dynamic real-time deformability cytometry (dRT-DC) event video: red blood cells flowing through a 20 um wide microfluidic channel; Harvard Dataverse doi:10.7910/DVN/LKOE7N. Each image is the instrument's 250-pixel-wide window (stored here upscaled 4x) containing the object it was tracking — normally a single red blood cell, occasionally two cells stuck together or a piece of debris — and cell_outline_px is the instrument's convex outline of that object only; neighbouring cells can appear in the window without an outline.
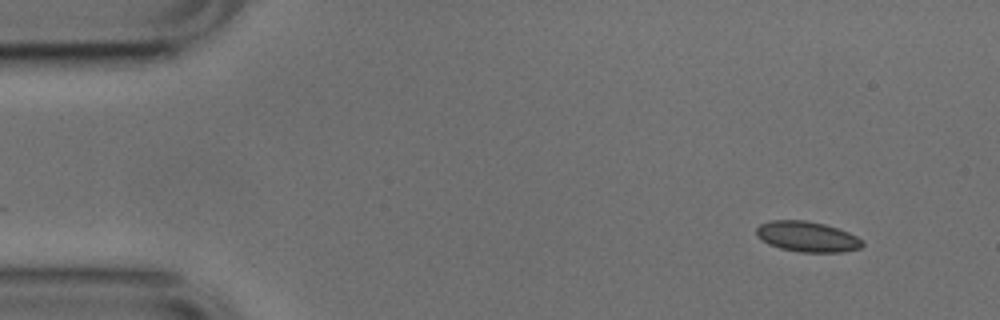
{"species": "common noctule bat (a hibernating species)", "species_latin": "Nyctalus noctula", "temperature_condition": "cold", "stored_images_in_passage": 5, "camera_frame_rate_fps": 3000, "um_per_image_px": 0.085, "animal": {"sex": "male", "body_mass_g": 17.9, "forearm_length_mm": 54.2}, "frame": {"image": 1, "passage_image": 1, "time_ms": 0.0, "image_size_px": [1000, 320], "cell_outline_px": [[864, 244], [860, 248], [840, 252], [800, 252], [780, 248], [768, 244], [756, 236], [756, 228], [760, 224], [772, 220], [804, 220], [824, 224], [848, 232], [856, 236]], "centroid_in_image_um": [68.57, 20.11], "position_along_channel_um": 16.4, "area_um2": 18.67}}
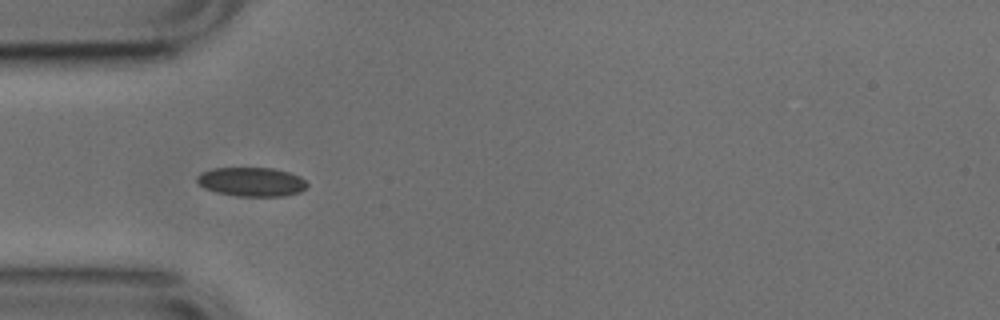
{"frame": {"image": 2, "passage_image": 4, "time_ms": 1.0, "image_size_px": [1000, 320], "cell_outline_px": [[308, 188], [300, 192], [284, 196], [236, 196], [216, 192], [204, 188], [196, 180], [196, 176], [200, 172], [212, 168], [272, 168], [288, 172], [300, 176], [308, 184]], "centroid_in_image_um": [21.38, 15.45], "position_along_channel_um": 63.6, "area_um2": 18.79}}